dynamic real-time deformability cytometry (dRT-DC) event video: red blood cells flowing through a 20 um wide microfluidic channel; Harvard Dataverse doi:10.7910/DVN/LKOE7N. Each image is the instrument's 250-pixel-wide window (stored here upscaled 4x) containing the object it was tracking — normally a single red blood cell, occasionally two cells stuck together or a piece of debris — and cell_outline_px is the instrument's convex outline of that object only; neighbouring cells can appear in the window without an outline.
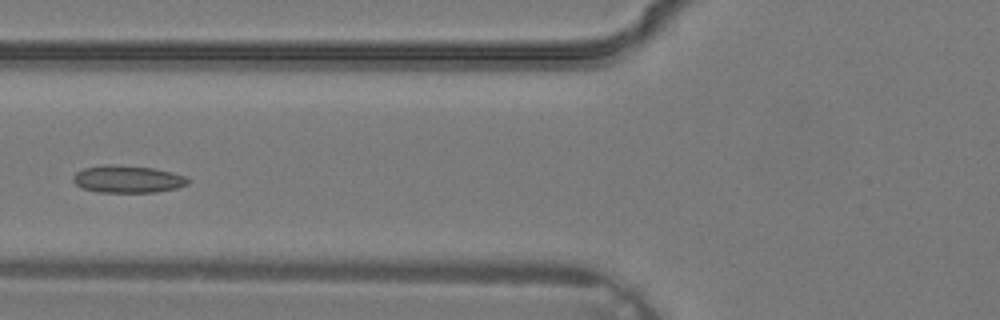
{"species": "common noctule bat (a hibernating species)", "species_latin": "Nyctalus noctula", "temperature_condition": "warm", "stored_images_in_passage": 5, "camera_frame_rate_fps": 3000, "um_per_image_px": 0.085, "animal": {"sex": "male", "body_mass_g": 19.2, "forearm_length_mm": 51.8}, "frame": {"image": 1, "passage_image": 5, "time_ms": 1.333, "image_size_px": [1000, 320], "cell_outline_px": [[188, 184], [176, 188], [156, 192], [96, 192], [80, 188], [72, 180], [72, 176], [76, 172], [84, 168], [104, 164], [112, 164], [156, 168], [172, 172], [184, 176], [188, 180]], "centroid_in_image_um": [10.8, 15.22], "position_along_channel_um": 115.0, "area_um2": 18.44}}